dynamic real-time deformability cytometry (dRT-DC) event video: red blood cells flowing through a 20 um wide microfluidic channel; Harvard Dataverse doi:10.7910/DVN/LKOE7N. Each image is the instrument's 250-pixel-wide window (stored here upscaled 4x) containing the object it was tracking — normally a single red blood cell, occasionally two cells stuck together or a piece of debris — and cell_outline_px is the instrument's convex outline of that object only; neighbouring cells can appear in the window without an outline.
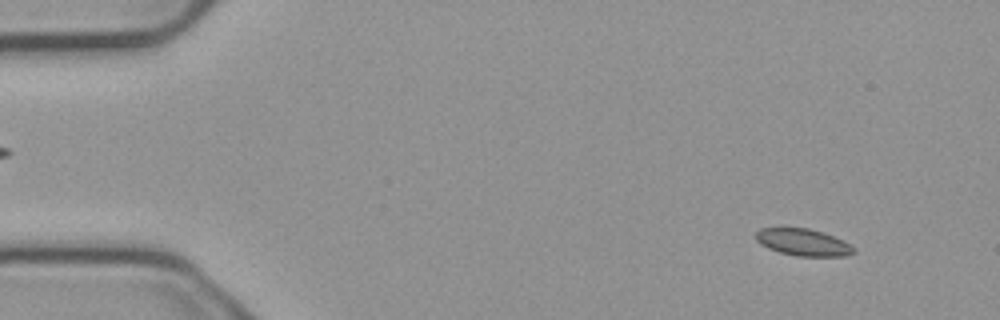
{"species": "common noctule bat (a hibernating species)", "species_latin": "Nyctalus noctula", "temperature_condition": "cold", "stored_images_in_passage": 5, "camera_frame_rate_fps": 3000, "um_per_image_px": 0.085, "animal": {"sex": "male", "body_mass_g": 23.1, "forearm_length_mm": 52.7}, "frame": {"image": 1, "passage_image": 1, "time_ms": 0.0, "image_size_px": [1000, 320], "cell_outline_px": [[856, 252], [844, 256], [796, 256], [780, 252], [768, 248], [760, 244], [756, 240], [756, 232], [760, 228], [808, 228], [832, 236], [856, 248]], "centroid_in_image_um": [68.24, 20.6], "position_along_channel_um": 16.8, "area_um2": 15.14}}
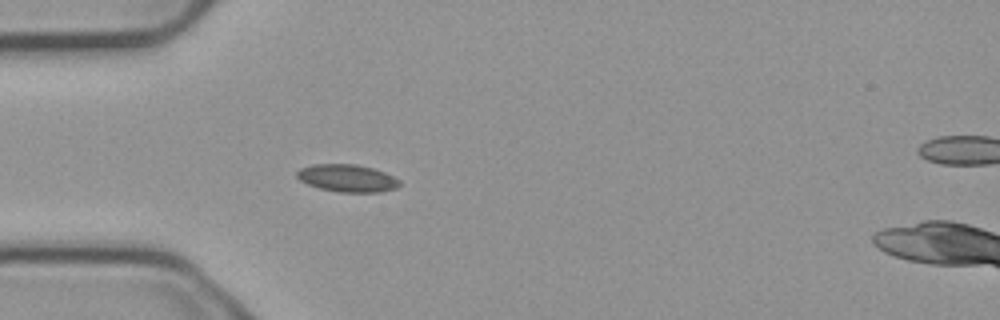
{"frame": {"image": 2, "passage_image": 4, "time_ms": 1.0, "image_size_px": [1000, 320], "cell_outline_px": [[400, 184], [396, 188], [380, 192], [340, 192], [320, 188], [308, 184], [300, 180], [296, 176], [296, 172], [300, 168], [312, 164], [356, 164], [372, 168], [384, 172], [400, 180]], "centroid_in_image_um": [29.5, 15.14], "position_along_channel_um": 55.5, "area_um2": 16.36}}